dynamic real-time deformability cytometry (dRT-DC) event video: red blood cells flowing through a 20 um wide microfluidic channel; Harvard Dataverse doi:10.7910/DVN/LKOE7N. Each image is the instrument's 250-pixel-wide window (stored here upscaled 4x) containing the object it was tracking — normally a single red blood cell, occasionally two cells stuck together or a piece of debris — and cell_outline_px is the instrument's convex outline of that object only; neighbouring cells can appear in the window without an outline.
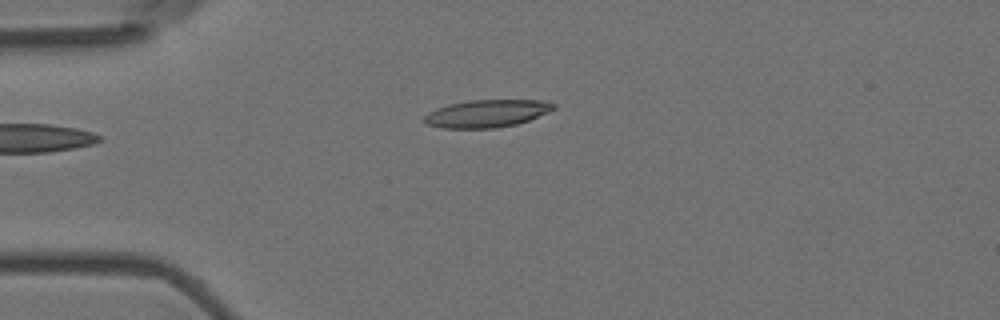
{"species": "Egyptian fruit bat (a non-hibernating species)", "species_latin": "Rousettus aegyptiacus", "temperature_condition": "room temperature", "stored_images_in_passage": 3, "camera_frame_rate_fps": 3000, "um_per_image_px": 0.085, "animal": {"sex": "female"}, "frame": {"image": 1, "passage_image": 3, "time_ms": 0.667, "image_size_px": [1000, 320], "cell_outline_px": [[556, 108], [548, 112], [528, 120], [516, 124], [496, 128], [440, 128], [424, 124], [420, 120], [428, 112], [436, 108], [448, 104], [468, 100], [548, 100], [556, 104]], "centroid_in_image_um": [41.33, 9.64], "position_along_channel_um": 43.7, "area_um2": 21.1}}